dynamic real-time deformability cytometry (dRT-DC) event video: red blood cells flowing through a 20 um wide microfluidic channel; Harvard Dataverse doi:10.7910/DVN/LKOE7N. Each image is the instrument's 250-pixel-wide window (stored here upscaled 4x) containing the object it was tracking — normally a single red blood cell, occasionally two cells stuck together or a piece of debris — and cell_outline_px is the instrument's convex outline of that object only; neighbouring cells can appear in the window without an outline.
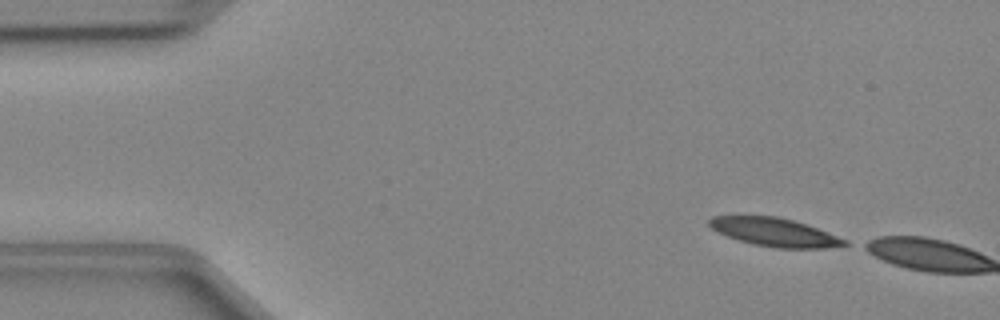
{"species": "Egyptian fruit bat (a non-hibernating species)", "species_latin": "Rousettus aegyptiacus", "temperature_condition": "cold", "stored_images_in_passage": 3, "camera_frame_rate_fps": 3000, "um_per_image_px": 0.085, "animal": {"sex": "female"}, "frame": {"image": 1, "passage_image": 1, "time_ms": 0.0, "image_size_px": [1000, 320], "cell_outline_px": [[848, 244], [824, 248], [776, 248], [752, 244], [728, 236], [712, 228], [708, 224], [708, 220], [712, 216], [776, 216], [792, 220], [816, 228], [848, 240]], "centroid_in_image_um": [65.83, 19.74], "position_along_channel_um": 19.2, "area_um2": 21.96}}